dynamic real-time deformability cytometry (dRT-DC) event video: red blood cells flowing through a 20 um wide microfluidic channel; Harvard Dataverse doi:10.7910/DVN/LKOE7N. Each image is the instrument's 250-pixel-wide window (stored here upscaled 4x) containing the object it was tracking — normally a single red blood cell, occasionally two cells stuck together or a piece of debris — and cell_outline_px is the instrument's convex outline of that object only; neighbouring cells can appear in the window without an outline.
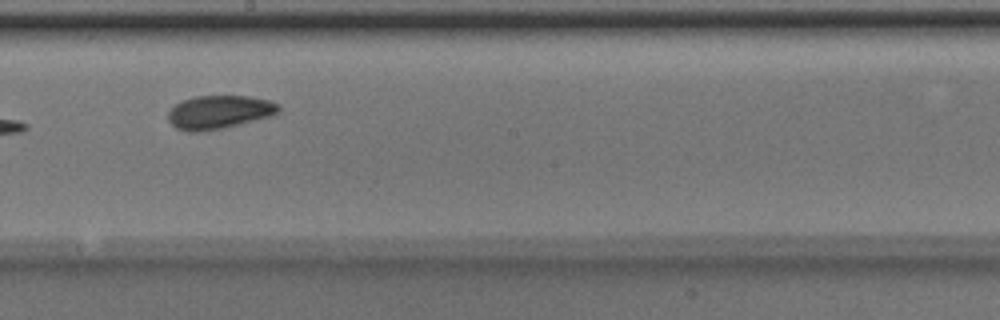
{"species": "Egyptian fruit bat (a non-hibernating species)", "species_latin": "Rousettus aegyptiacus", "temperature_condition": "room temperature", "stored_images_in_passage": 7, "camera_frame_rate_fps": 3000, "um_per_image_px": 0.085, "animal": {"sex": "male"}, "frame": {"image": 1, "passage_image": 5, "time_ms": 1.333, "image_size_px": [1000, 320], "cell_outline_px": [[280, 112], [268, 116], [240, 124], [224, 128], [196, 132], [188, 132], [176, 128], [168, 120], [168, 112], [176, 104], [184, 100], [196, 96], [248, 96], [268, 100], [280, 104]], "centroid_in_image_um": [18.62, 9.53], "position_along_channel_um": 229.6, "area_um2": 21.39}}
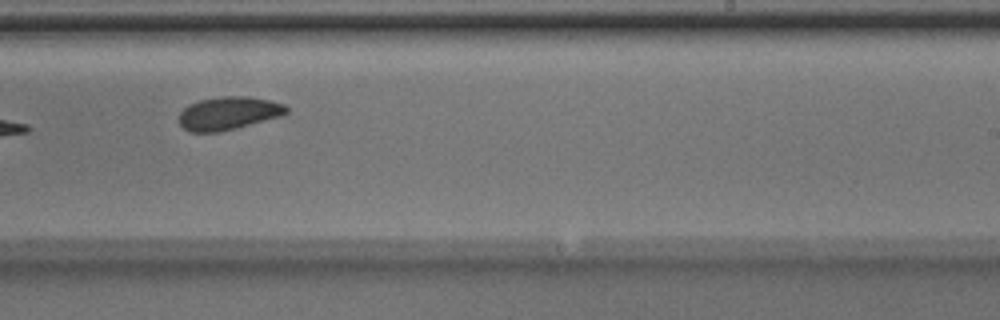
{"frame": {"image": 2, "passage_image": 6, "time_ms": 1.667, "image_size_px": [1000, 320], "cell_outline_px": [[288, 112], [284, 116], [236, 128], [216, 132], [188, 132], [180, 124], [180, 112], [188, 104], [200, 100], [220, 96], [248, 96], [268, 100], [284, 104], [288, 108]], "centroid_in_image_um": [19.44, 9.62], "position_along_channel_um": 269.6, "area_um2": 20.81}}
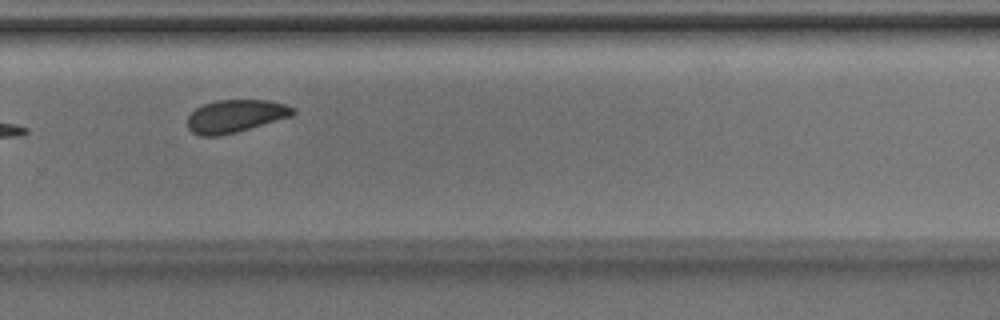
{"frame": {"image": 3, "passage_image": 7, "time_ms": 2.0, "image_size_px": [1000, 320], "cell_outline_px": [[296, 112], [292, 116], [236, 132], [216, 136], [200, 136], [192, 132], [188, 128], [188, 116], [196, 108], [204, 104], [216, 100], [268, 100], [284, 104], [296, 108]], "centroid_in_image_um": [20.02, 9.86], "position_along_channel_um": 309.8, "area_um2": 20.06}}